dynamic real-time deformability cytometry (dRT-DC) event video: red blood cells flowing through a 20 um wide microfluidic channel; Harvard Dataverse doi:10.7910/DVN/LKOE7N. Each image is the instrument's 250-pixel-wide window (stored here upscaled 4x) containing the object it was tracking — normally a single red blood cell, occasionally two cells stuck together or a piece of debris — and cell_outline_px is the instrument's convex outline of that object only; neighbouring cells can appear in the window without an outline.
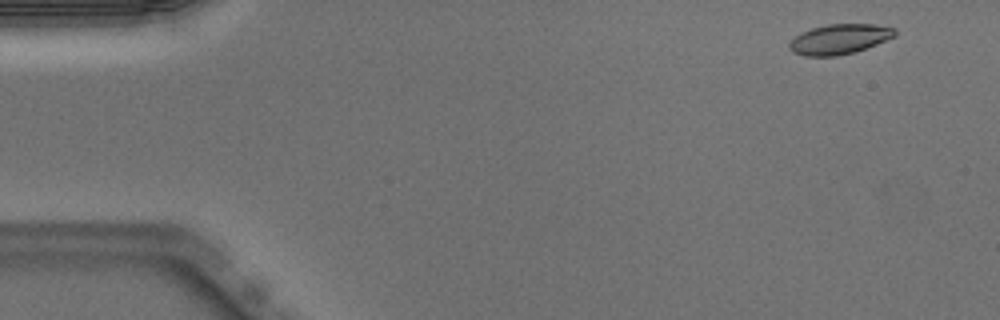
{"species": "Egyptian fruit bat (a non-hibernating species)", "species_latin": "Rousettus aegyptiacus", "temperature_condition": "warm", "stored_images_in_passage": 3, "camera_frame_rate_fps": 3000, "um_per_image_px": 0.085, "animal": {"sex": "male"}, "frame": {"image": 1, "passage_image": 1, "time_ms": 0.0, "image_size_px": [1000, 320], "cell_outline_px": [[896, 36], [856, 52], [836, 56], [804, 56], [792, 52], [788, 48], [788, 44], [800, 32], [812, 28], [828, 24], [876, 24], [896, 28]], "centroid_in_image_um": [71.35, 3.33], "position_along_channel_um": 13.6, "area_um2": 18.61}}